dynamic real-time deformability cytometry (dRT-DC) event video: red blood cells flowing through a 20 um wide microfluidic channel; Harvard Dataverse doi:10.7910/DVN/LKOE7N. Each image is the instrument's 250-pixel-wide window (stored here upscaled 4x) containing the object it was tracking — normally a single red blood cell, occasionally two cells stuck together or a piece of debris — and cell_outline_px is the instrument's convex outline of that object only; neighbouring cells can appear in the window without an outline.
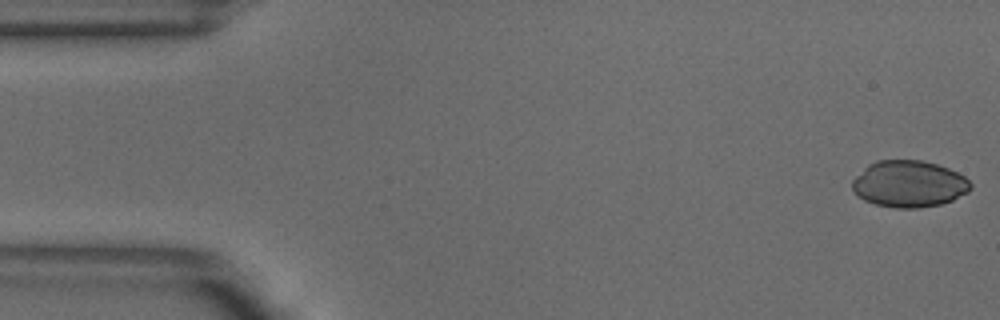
{"species": "common noctule bat (a hibernating species)", "species_latin": "Nyctalus noctula", "temperature_condition": "warm", "stored_images_in_passage": 51, "camera_frame_rate_fps": 3000, "um_per_image_px": 0.085, "animal": {"sex": "male", "body_mass_g": 18.8}, "frame": {"image": 1, "passage_image": 1, "time_ms": 0.0, "image_size_px": [1000, 320], "cell_outline_px": [[972, 188], [968, 192], [952, 200], [940, 204], [920, 208], [896, 208], [876, 204], [864, 200], [852, 188], [852, 180], [868, 164], [876, 160], [920, 160], [936, 164], [948, 168], [964, 176], [972, 184]], "centroid_in_image_um": [77.27, 15.63], "position_along_channel_um": 7.7, "area_um2": 32.08}}
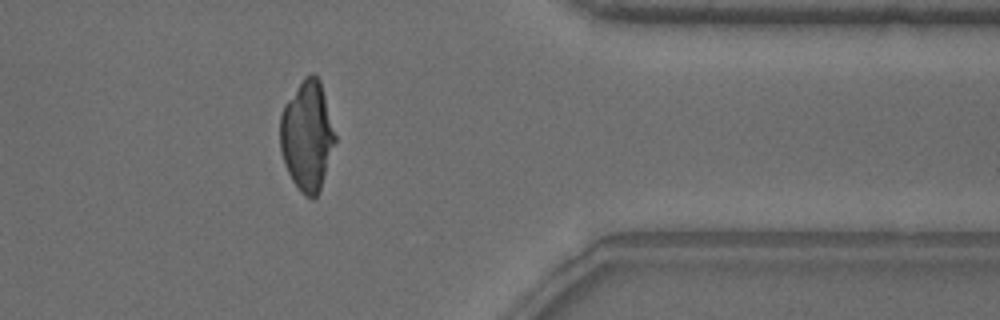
{"frame": {"image": 2, "passage_image": 41, "time_ms": 13.333, "image_size_px": [1000, 320], "cell_outline_px": [[336, 140], [320, 188], [316, 196], [312, 200], [304, 196], [300, 192], [292, 180], [284, 164], [280, 148], [280, 116], [284, 104], [304, 76], [312, 72], [320, 80], [336, 136]], "centroid_in_image_um": [26.09, 11.54], "position_along_channel_um": 385.3, "area_um2": 35.14}}
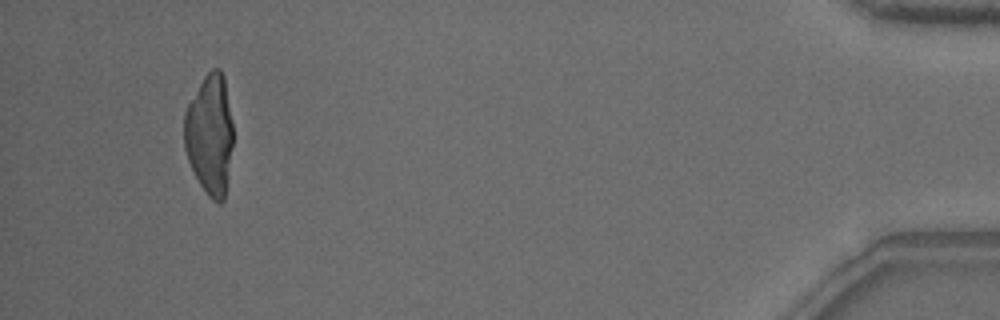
{"frame": {"image": 3, "passage_image": 48, "time_ms": 15.667, "image_size_px": [1000, 320], "cell_outline_px": [[232, 148], [228, 180], [224, 200], [220, 204], [212, 200], [208, 196], [200, 184], [188, 160], [184, 148], [184, 112], [188, 104], [204, 76], [212, 68], [220, 68], [224, 76], [232, 120]], "centroid_in_image_um": [17.84, 11.44], "position_along_channel_um": 417.4, "area_um2": 34.45}}